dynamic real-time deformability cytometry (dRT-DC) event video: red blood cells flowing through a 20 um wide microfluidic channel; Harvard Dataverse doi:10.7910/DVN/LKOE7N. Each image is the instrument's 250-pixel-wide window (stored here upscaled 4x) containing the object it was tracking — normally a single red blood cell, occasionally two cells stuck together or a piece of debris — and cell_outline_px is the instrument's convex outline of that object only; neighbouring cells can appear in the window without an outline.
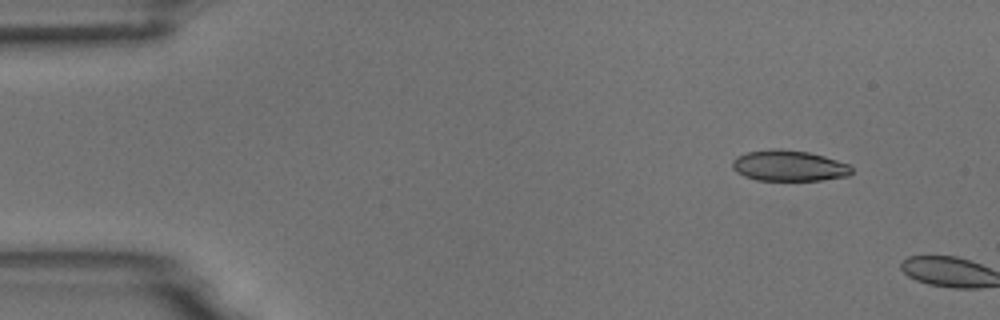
{"species": "common noctule bat (a hibernating species)", "species_latin": "Nyctalus noctula", "temperature_condition": "room temperature", "stored_images_in_passage": 2, "camera_frame_rate_fps": 3000, "um_per_image_px": 0.085, "animal": {"sex": "male", "body_mass_g": 18.8}, "frame": {"image": 1, "passage_image": 1, "time_ms": 0.0, "image_size_px": [1000, 320], "cell_outline_px": [[852, 172], [848, 176], [820, 180], [756, 180], [744, 176], [736, 172], [732, 168], [732, 160], [736, 156], [748, 152], [768, 148], [780, 148], [808, 152], [824, 156], [848, 164], [852, 168]], "centroid_in_image_um": [67.02, 14.08], "position_along_channel_um": 18.0, "area_um2": 21.56}}